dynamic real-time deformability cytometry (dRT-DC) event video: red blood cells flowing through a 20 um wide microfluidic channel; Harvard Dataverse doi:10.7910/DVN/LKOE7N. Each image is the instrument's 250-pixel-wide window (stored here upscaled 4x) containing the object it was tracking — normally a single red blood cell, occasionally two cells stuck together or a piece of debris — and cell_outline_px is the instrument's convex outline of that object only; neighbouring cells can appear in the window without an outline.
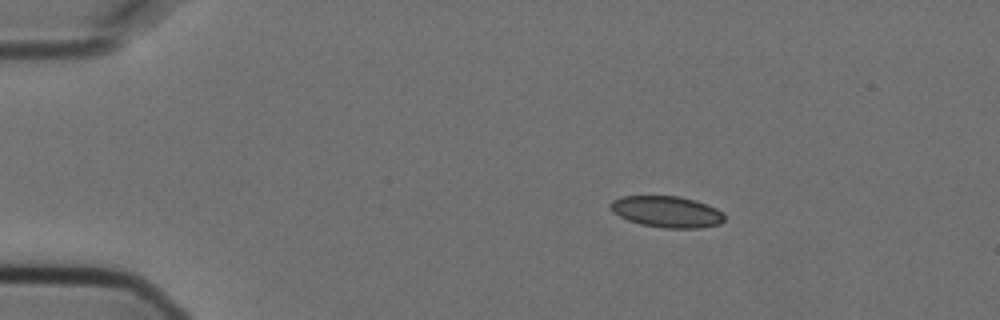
{"species": "Egyptian fruit bat (a non-hibernating species)", "species_latin": "Rousettus aegyptiacus", "temperature_condition": "cold", "stored_images_in_passage": 3, "camera_frame_rate_fps": 3000, "um_per_image_px": 0.085, "animal": {"sex": "female"}, "frame": {"image": 1, "passage_image": 1, "time_ms": 0.0, "image_size_px": [1000, 320], "cell_outline_px": [[724, 220], [720, 224], [700, 228], [664, 228], [640, 224], [628, 220], [612, 212], [608, 204], [612, 200], [624, 196], [680, 196], [716, 208], [724, 212]], "centroid_in_image_um": [56.66, 18.0], "position_along_channel_um": 28.3, "area_um2": 20.81}}